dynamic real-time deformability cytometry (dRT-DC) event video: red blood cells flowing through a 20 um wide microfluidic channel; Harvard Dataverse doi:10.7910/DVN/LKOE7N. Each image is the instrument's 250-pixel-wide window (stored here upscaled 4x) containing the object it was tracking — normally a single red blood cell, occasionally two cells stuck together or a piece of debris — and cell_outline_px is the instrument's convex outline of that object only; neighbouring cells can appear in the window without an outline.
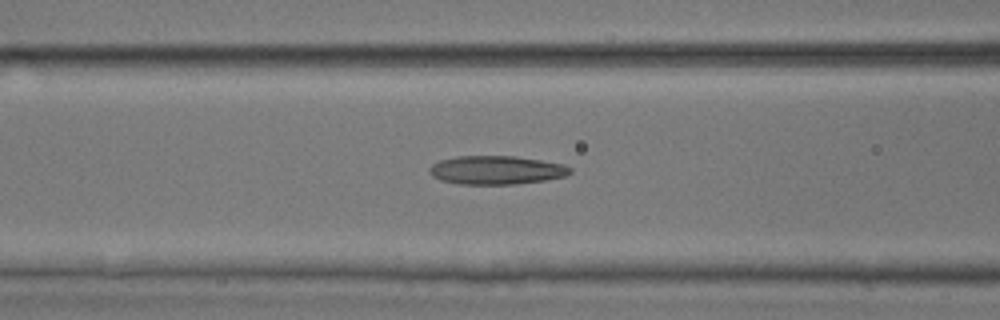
{"species": "common noctule bat (a hibernating species)", "species_latin": "Nyctalus noctula", "temperature_condition": "room temperature", "stored_images_in_passage": 42, "camera_frame_rate_fps": 3000, "um_per_image_px": 0.085, "animal": {"sex": "male", "body_mass_g": 17.9, "forearm_length_mm": 54.2}, "frame": {"image": 1, "passage_image": 13, "time_ms": 4.0, "image_size_px": [1000, 320], "cell_outline_px": [[572, 172], [564, 176], [544, 180], [516, 184], [460, 184], [440, 180], [432, 176], [428, 172], [428, 168], [432, 164], [440, 160], [456, 156], [516, 156], [564, 164], [572, 168]], "centroid_in_image_um": [42.16, 14.45], "position_along_channel_um": 124.4, "area_um2": 23.52}}
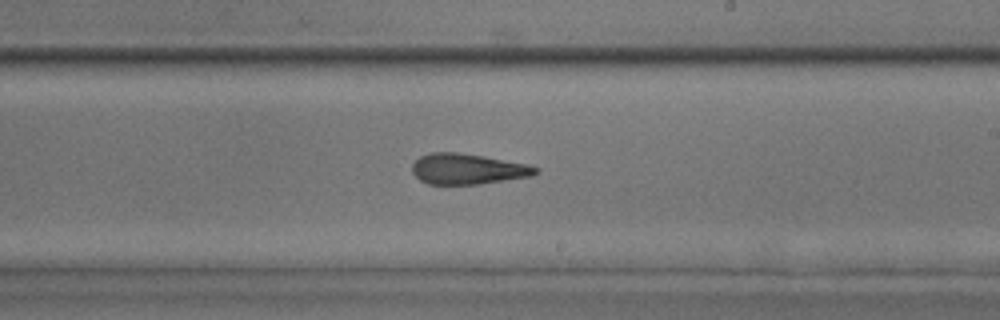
{"frame": {"image": 2, "passage_image": 22, "time_ms": 7.0, "image_size_px": [1000, 320], "cell_outline_px": [[540, 172], [532, 176], [480, 184], [428, 184], [420, 180], [412, 172], [412, 164], [420, 156], [432, 152], [456, 152], [484, 156], [528, 164], [540, 168]], "centroid_in_image_um": [39.78, 14.36], "position_along_channel_um": 249.2, "area_um2": 22.14}}
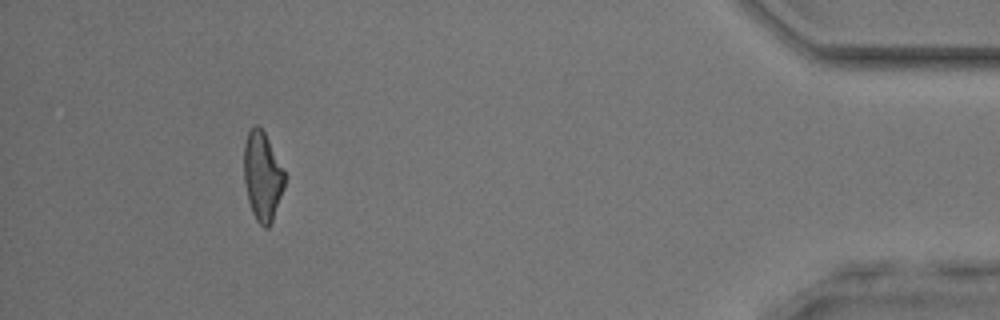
{"frame": {"image": 3, "passage_image": 38, "time_ms": 12.333, "image_size_px": [1000, 320], "cell_outline_px": [[284, 188], [272, 220], [268, 228], [264, 228], [256, 220], [252, 212], [248, 200], [244, 180], [244, 144], [248, 132], [252, 124], [256, 124], [264, 132], [284, 172]], "centroid_in_image_um": [22.28, 14.98], "position_along_channel_um": 412.9, "area_um2": 20.75}, "authors_computed_cell_mechanics": {"area_um2": 22.2241, "velocity_mm_per_s": 4.1832, "shape_relaxation_time_tau1_ms": null, "shape_relaxation_time_tau2_ms": 4.1628, "deformation_change_tau1": null, "deformation_change_tau2": 0.1694}}